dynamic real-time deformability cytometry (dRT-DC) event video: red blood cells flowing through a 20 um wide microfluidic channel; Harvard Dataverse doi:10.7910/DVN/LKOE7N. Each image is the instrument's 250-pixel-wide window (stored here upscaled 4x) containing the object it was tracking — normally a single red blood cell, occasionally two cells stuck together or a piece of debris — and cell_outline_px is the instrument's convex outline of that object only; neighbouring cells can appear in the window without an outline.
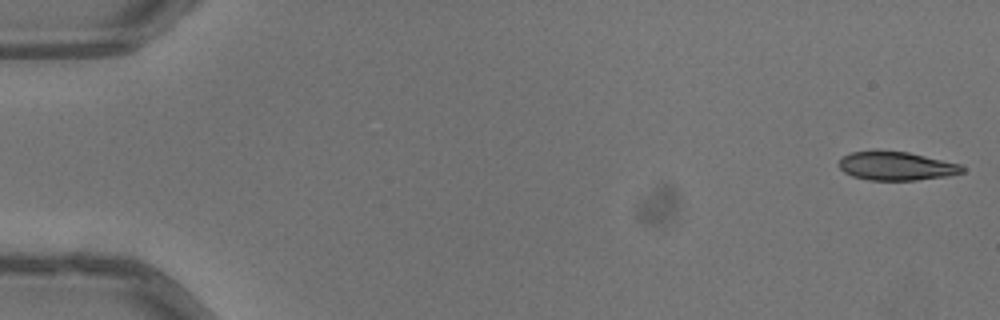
{"species": "common noctule bat (a hibernating species)", "species_latin": "Nyctalus noctula", "temperature_condition": "warm", "stored_images_in_passage": 51, "camera_frame_rate_fps": 3000, "um_per_image_px": 0.085, "animal": {"sex": "male", "body_mass_g": 13.3}, "frame": {"image": 1, "passage_image": 1, "time_ms": 0.0, "image_size_px": [1000, 320], "cell_outline_px": [[964, 172], [948, 176], [916, 180], [868, 180], [852, 176], [844, 172], [840, 168], [840, 160], [844, 156], [852, 152], [876, 148], [908, 152], [960, 164], [964, 168]], "centroid_in_image_um": [76.16, 14.08], "position_along_channel_um": 8.8, "area_um2": 20.92}}
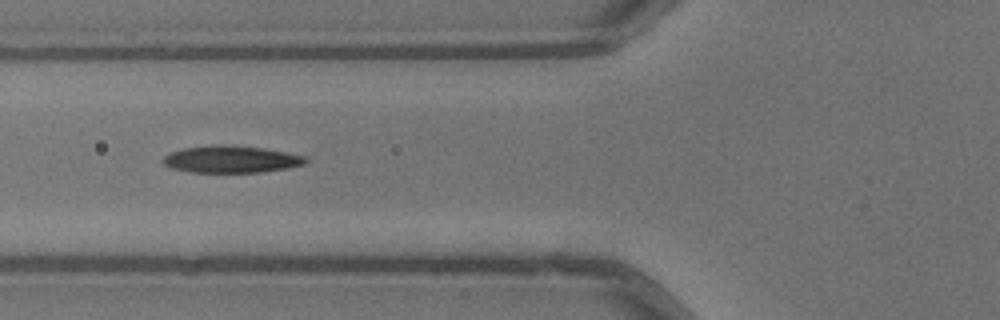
{"frame": {"image": 2, "passage_image": 20, "time_ms": 6.333, "image_size_px": [1000, 320], "cell_outline_px": [[308, 160], [304, 164], [288, 168], [260, 172], [192, 172], [172, 168], [164, 164], [160, 160], [164, 156], [172, 152], [184, 148], [216, 144], [224, 144], [264, 148], [308, 156]], "centroid_in_image_um": [19.67, 13.53], "position_along_channel_um": 106.1, "area_um2": 22.54}}
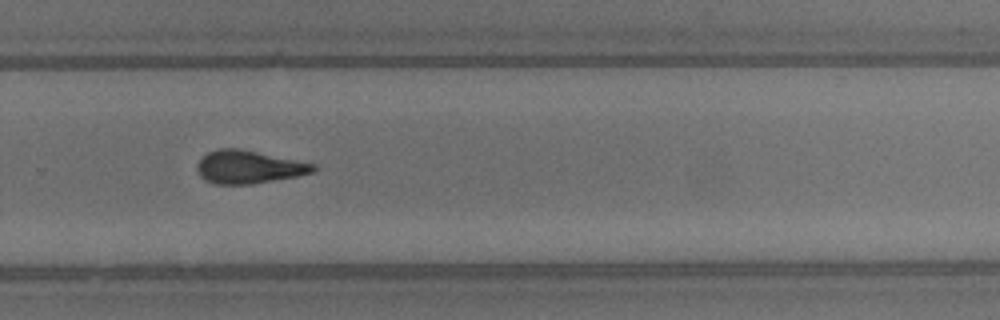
{"frame": {"image": 3, "passage_image": 35, "time_ms": 11.333, "image_size_px": [1000, 320], "cell_outline_px": [[316, 168], [312, 172], [296, 176], [252, 184], [216, 184], [204, 180], [200, 176], [196, 168], [196, 164], [208, 152], [220, 148], [240, 148], [316, 164]], "centroid_in_image_um": [21.11, 14.19], "position_along_channel_um": 308.7, "area_um2": 22.25}, "authors_computed_cell_mechanics": {"area_um2": 22.253, "velocity_mm_per_s": 4.044, "shape_relaxation_time_tau1_ms": 7.2047, "shape_relaxation_time_tau2_ms": 3.7905, "deformation_change_tau1": 0.2088, "deformation_change_tau2": 0.1302}}